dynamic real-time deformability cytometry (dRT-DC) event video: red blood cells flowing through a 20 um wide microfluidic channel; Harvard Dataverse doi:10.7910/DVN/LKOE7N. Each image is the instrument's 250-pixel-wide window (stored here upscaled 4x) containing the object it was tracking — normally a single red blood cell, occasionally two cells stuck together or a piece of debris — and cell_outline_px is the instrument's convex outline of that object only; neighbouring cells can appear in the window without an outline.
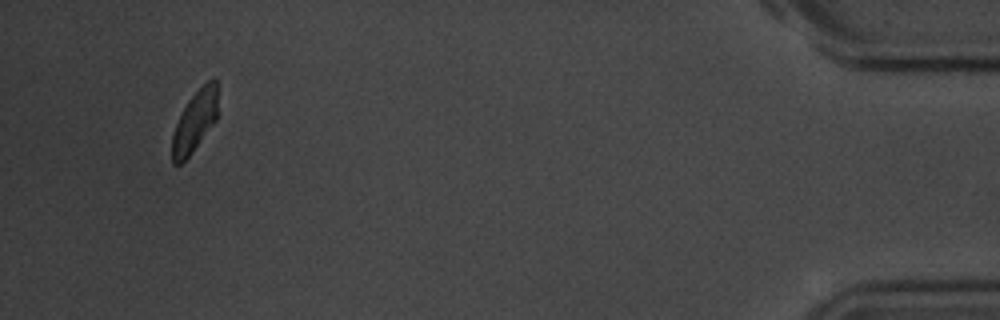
{"species": "common noctule bat (a hibernating species)", "species_latin": "Nyctalus noctula", "temperature_condition": "room temperature", "stored_images_in_passage": 13, "camera_frame_rate_fps": 3000, "um_per_image_px": 0.085, "animal": {"sex": "male", "body_mass_g": 20.1, "forearm_length_mm": 53.5}, "frame": {"image": 1, "passage_image": 13, "time_ms": 14.667, "image_size_px": [1000, 320], "cell_outline_px": [[216, 120], [188, 156], [180, 164], [172, 164], [172, 136], [176, 124], [188, 100], [212, 76], [216, 76]], "centroid_in_image_um": [16.54, 10.3], "position_along_channel_um": 418.7, "area_um2": 15.72}, "authors_computed_cell_mechanics": {"area_um2": 15.895, "velocity_mm_per_s": 3.5904, "shape_relaxation_time_tau1_ms": 4.1991, "shape_relaxation_time_tau2_ms": 4.3576, "deformation_change_tau1": 0.1542, "deformation_change_tau2": 0.1112}}